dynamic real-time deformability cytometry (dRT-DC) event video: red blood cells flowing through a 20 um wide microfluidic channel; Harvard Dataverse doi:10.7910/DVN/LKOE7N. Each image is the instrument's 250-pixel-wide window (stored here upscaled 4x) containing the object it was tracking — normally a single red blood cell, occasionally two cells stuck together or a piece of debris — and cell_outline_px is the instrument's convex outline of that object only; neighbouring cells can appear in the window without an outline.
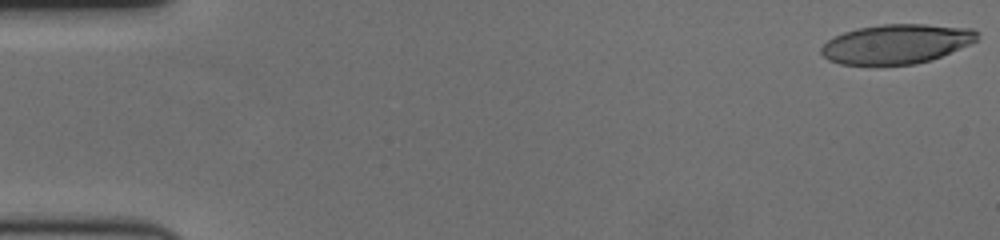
{"species": "human", "species_latin": "Homo sapiens", "temperature_condition": "cold", "stored_images_in_passage": 60, "camera_frame_rate_fps": 3000, "um_per_image_px": 0.085, "donor": {"sex": "female"}, "frame": {"image": 1, "passage_image": 1, "time_ms": 0.0, "image_size_px": [1000, 240], "cell_outline_px": [[980, 32], [976, 40], [968, 44], [932, 60], [916, 64], [840, 64], [828, 60], [820, 52], [820, 48], [832, 36], [856, 28], [880, 24], [924, 24], [972, 28]], "centroid_in_image_um": [76.17, 3.72], "position_along_channel_um": 8.8, "area_um2": 35.84}}
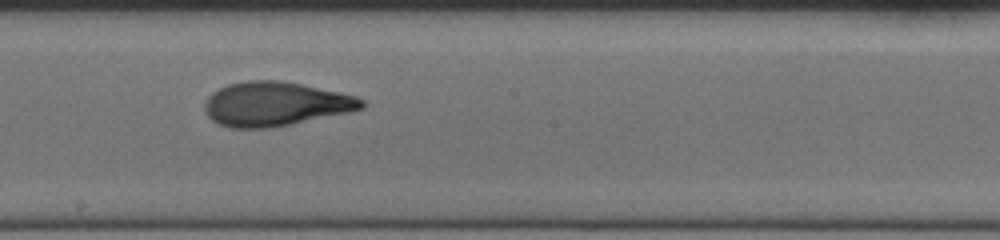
{"frame": {"image": 2, "passage_image": 34, "time_ms": 11.0, "image_size_px": [1000, 240], "cell_outline_px": [[368, 104], [364, 108], [352, 112], [272, 128], [232, 128], [220, 124], [212, 120], [204, 112], [204, 104], [208, 96], [212, 92], [228, 84], [248, 80], [280, 80], [340, 92], [356, 96], [364, 100]], "centroid_in_image_um": [23.44, 8.84], "position_along_channel_um": 224.8, "area_um2": 40.75}}
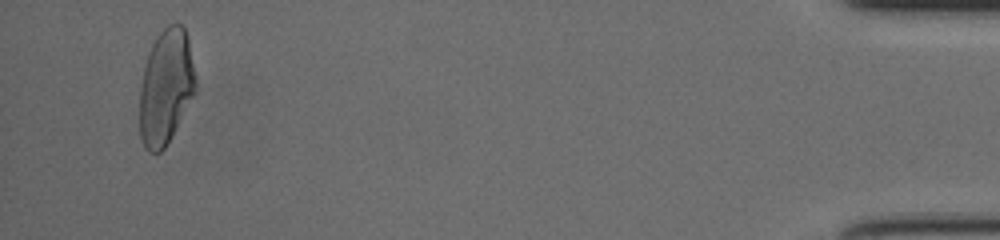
{"frame": {"image": 3, "passage_image": 58, "time_ms": 19.0, "image_size_px": [1000, 240], "cell_outline_px": [[196, 88], [172, 136], [164, 148], [160, 152], [148, 152], [144, 148], [140, 136], [140, 88], [144, 64], [148, 52], [156, 36], [168, 24], [180, 24], [184, 28], [188, 36], [196, 80]], "centroid_in_image_um": [14.08, 7.38], "position_along_channel_um": 421.1, "area_um2": 37.45}, "authors_computed_cell_mechanics": {"area_um2": 38.6682, "velocity_mm_per_s": 3.4536, "shape_relaxation_time_tau1_ms": 6.3322, "shape_relaxation_time_tau2_ms": 1.7683, "deformation_change_tau1": 0.232, "deformation_change_tau2": 0.091}}